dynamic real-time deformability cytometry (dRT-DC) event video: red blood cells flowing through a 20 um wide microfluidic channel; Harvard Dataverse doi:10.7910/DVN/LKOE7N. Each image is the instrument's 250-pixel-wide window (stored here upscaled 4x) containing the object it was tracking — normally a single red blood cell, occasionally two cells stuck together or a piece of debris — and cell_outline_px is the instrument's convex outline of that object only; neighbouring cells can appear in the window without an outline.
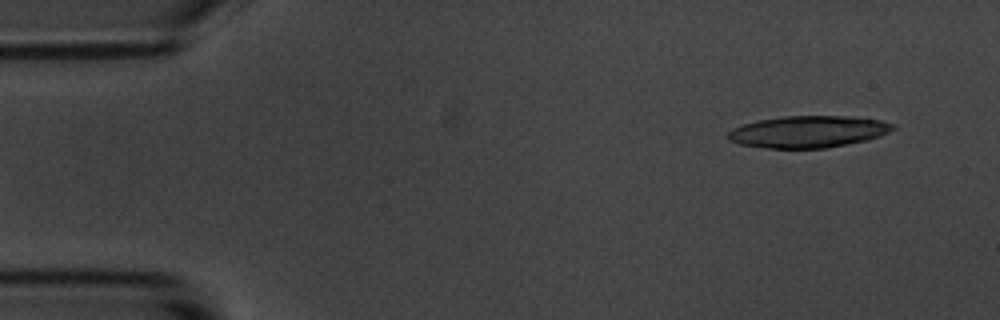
{"species": "common noctule bat (a hibernating species)", "species_latin": "Nyctalus noctula", "temperature_condition": "room temperature", "stored_images_in_passage": 5, "camera_frame_rate_fps": 3000, "um_per_image_px": 0.085, "animal": {"sex": "male", "body_mass_g": 20.1, "forearm_length_mm": 53.5}, "frame": {"image": 1, "passage_image": 1, "time_ms": 0.0, "image_size_px": [1000, 320], "cell_outline_px": [[896, 128], [880, 136], [868, 140], [828, 148], [768, 148], [740, 144], [728, 140], [728, 132], [732, 128], [756, 120], [784, 116], [852, 116], [880, 120], [892, 124]], "centroid_in_image_um": [68.7, 11.19], "position_along_channel_um": 16.3, "area_um2": 30.63}}
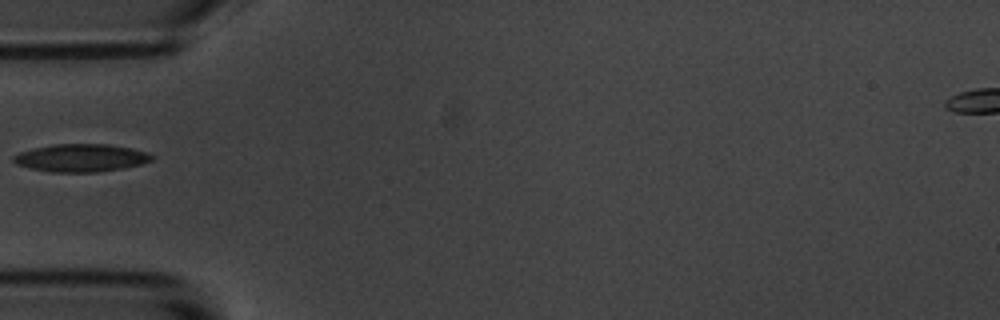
{"frame": {"image": 2, "passage_image": 5, "time_ms": 4.667, "image_size_px": [1000, 320], "cell_outline_px": [[156, 156], [152, 160], [140, 164], [124, 168], [96, 172], [52, 172], [32, 168], [16, 164], [12, 160], [12, 156], [20, 152], [32, 148], [56, 144], [108, 144], [148, 152]], "centroid_in_image_um": [6.89, 13.42], "position_along_channel_um": 78.1, "area_um2": 22.31}}